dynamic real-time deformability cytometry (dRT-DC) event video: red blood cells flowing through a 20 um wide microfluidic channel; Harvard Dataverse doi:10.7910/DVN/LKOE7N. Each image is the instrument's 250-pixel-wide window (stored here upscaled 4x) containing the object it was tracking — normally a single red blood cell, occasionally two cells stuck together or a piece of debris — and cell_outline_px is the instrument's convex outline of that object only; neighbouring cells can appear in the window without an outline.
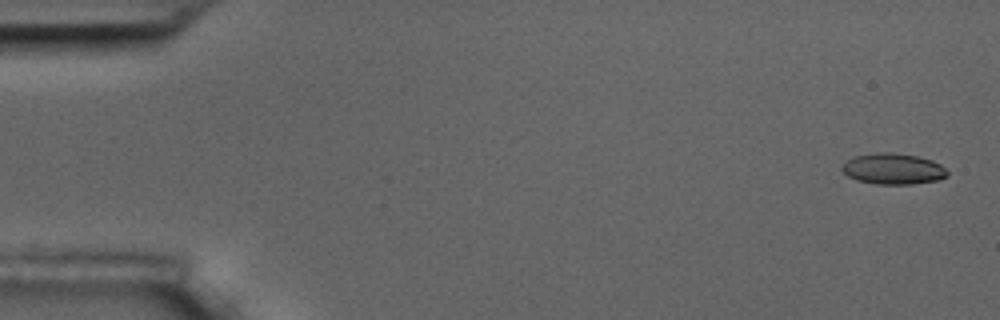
{"species": "common noctule bat (a hibernating species)", "species_latin": "Nyctalus noctula", "temperature_condition": "room temperature", "stored_images_in_passage": 6, "camera_frame_rate_fps": 3000, "um_per_image_px": 0.085, "animal": {"sex": "male", "body_mass_g": 17.5, "forearm_length_mm": 52.3}, "frame": {"image": 1, "passage_image": 1, "time_ms": 0.0, "image_size_px": [1000, 320], "cell_outline_px": [[948, 176], [940, 180], [912, 184], [876, 184], [856, 180], [848, 176], [840, 168], [852, 156], [876, 152], [892, 152], [916, 156], [932, 160], [940, 164], [948, 172]], "centroid_in_image_um": [75.92, 14.35], "position_along_channel_um": 9.1, "area_um2": 19.13}}